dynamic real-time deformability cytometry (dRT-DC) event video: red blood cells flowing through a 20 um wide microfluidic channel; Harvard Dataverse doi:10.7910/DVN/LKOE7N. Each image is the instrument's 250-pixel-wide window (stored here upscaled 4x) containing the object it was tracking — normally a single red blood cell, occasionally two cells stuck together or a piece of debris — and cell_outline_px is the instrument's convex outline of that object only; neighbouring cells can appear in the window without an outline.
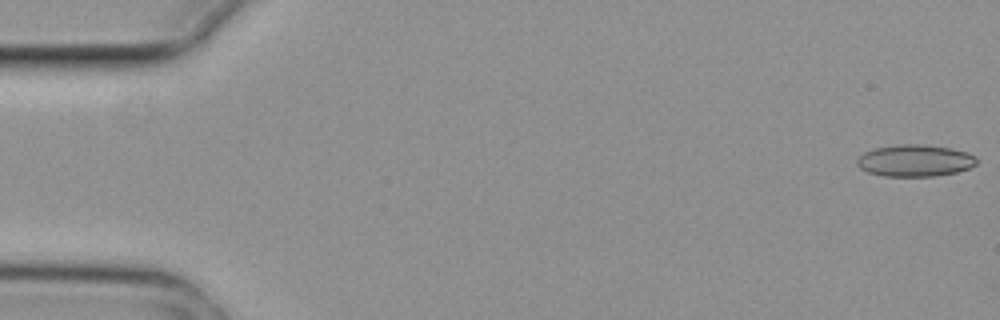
{"species": "common noctule bat (a hibernating species)", "species_latin": "Nyctalus noctula", "temperature_condition": "cold", "stored_images_in_passage": 6, "camera_frame_rate_fps": 3000, "um_per_image_px": 0.085, "animal": {"sex": "female", "body_mass_g": 29.2, "forearm_length_mm": 56.3}, "frame": {"image": 1, "passage_image": 1, "time_ms": 0.0, "image_size_px": [1000, 320], "cell_outline_px": [[976, 164], [968, 168], [956, 172], [936, 176], [884, 176], [868, 172], [860, 168], [856, 164], [856, 160], [864, 152], [876, 148], [900, 144], [916, 144], [948, 148], [968, 152], [976, 156]], "centroid_in_image_um": [77.76, 13.66], "position_along_channel_um": 7.2, "area_um2": 22.02}}
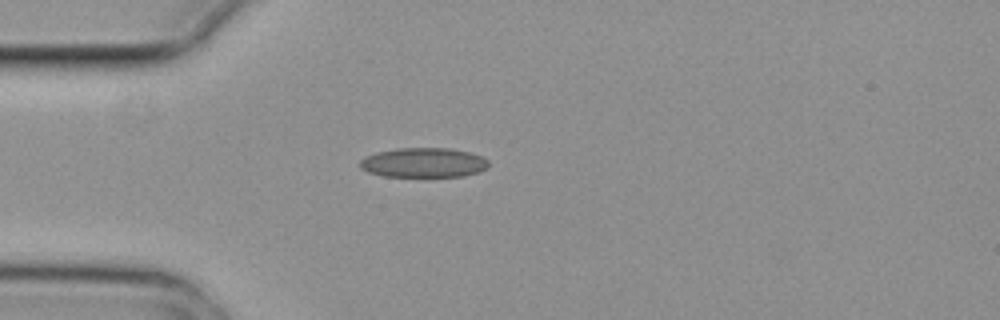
{"frame": {"image": 2, "passage_image": 5, "time_ms": 1.333, "image_size_px": [1000, 320], "cell_outline_px": [[488, 168], [480, 172], [464, 176], [384, 176], [368, 172], [360, 168], [360, 160], [364, 156], [376, 152], [396, 148], [448, 148], [472, 152], [488, 160]], "centroid_in_image_um": [36.01, 13.81], "position_along_channel_um": 49.0, "area_um2": 22.37}}